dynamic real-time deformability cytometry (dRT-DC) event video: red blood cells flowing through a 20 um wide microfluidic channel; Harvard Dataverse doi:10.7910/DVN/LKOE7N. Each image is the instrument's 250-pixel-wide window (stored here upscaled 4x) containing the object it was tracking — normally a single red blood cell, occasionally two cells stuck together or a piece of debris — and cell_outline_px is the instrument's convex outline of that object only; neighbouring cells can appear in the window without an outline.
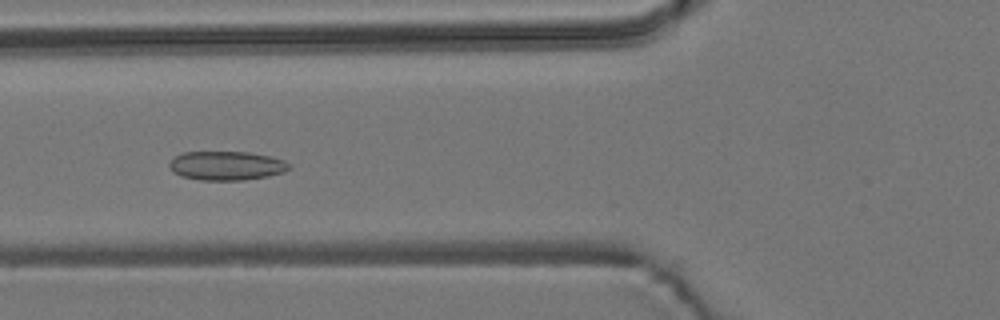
{"species": "common noctule bat (a hibernating species)", "species_latin": "Nyctalus noctula", "temperature_condition": "room temperature", "stored_images_in_passage": 44, "camera_frame_rate_fps": 3000, "um_per_image_px": 0.085, "animal": {"sex": "male", "body_mass_g": 19.2, "forearm_length_mm": 51.8}, "frame": {"image": 1, "passage_image": 9, "time_ms": 2.667, "image_size_px": [1000, 320], "cell_outline_px": [[292, 168], [284, 172], [268, 176], [244, 180], [200, 180], [180, 176], [172, 172], [168, 164], [176, 156], [184, 152], [248, 152], [272, 156], [284, 160], [292, 164]], "centroid_in_image_um": [19.29, 14.08], "position_along_channel_um": 106.5, "area_um2": 20.46}}
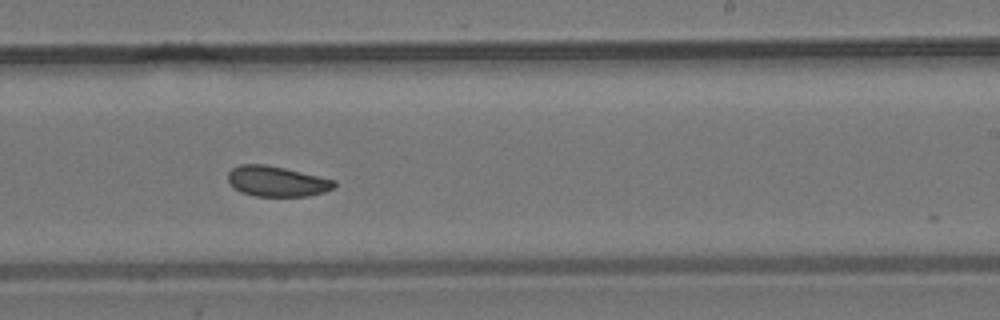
{"frame": {"image": 2, "passage_image": 22, "time_ms": 7.0, "image_size_px": [1000, 320], "cell_outline_px": [[336, 188], [324, 192], [308, 196], [256, 196], [240, 192], [228, 180], [228, 172], [232, 168], [240, 164], [264, 164], [284, 168], [336, 180]], "centroid_in_image_um": [23.56, 15.41], "position_along_channel_um": 265.4, "area_um2": 18.79}}
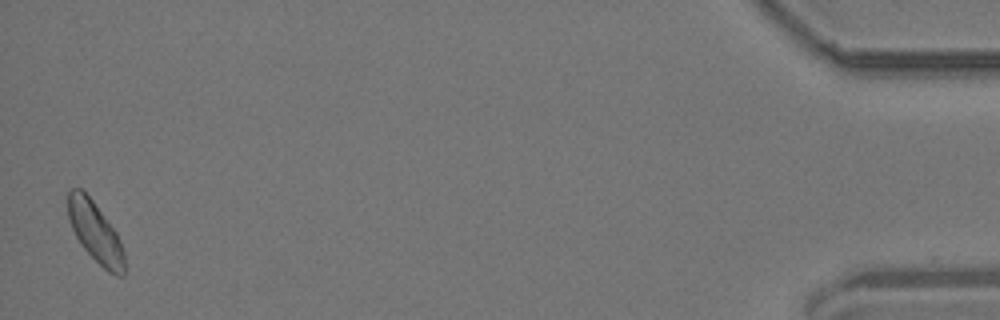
{"frame": {"image": 3, "passage_image": 43, "time_ms": 14.0, "image_size_px": [1000, 320], "cell_outline_px": [[124, 276], [116, 276], [108, 272], [80, 244], [72, 228], [68, 216], [68, 192], [72, 188], [80, 188], [92, 200], [116, 232], [120, 240], [124, 252]], "centroid_in_image_um": [8.11, 19.75], "position_along_channel_um": 427.1, "area_um2": 19.48}, "authors_computed_cell_mechanics": {"area_um2": 19.4208, "velocity_mm_per_s": 3.6711, "shape_relaxation_time_tau1_ms": null, "shape_relaxation_time_tau2_ms": 2.9884, "deformation_change_tau1": null, "deformation_change_tau2": 0.0555}}